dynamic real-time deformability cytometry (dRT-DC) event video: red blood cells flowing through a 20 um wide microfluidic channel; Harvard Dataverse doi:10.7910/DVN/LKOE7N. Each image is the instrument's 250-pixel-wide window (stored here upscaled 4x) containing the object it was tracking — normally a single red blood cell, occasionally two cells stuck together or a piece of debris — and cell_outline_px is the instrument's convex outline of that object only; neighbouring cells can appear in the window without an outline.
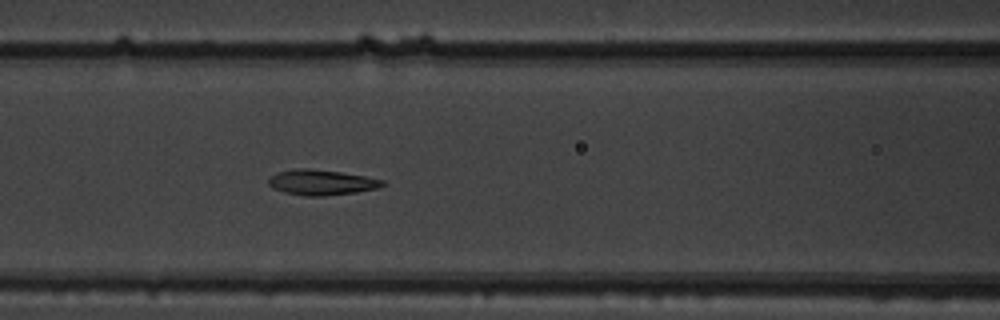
{"species": "common noctule bat (a hibernating species)", "species_latin": "Nyctalus noctula", "temperature_condition": "warm", "stored_images_in_passage": 6, "camera_frame_rate_fps": 3000, "um_per_image_px": 0.085, "animal": {"sex": "male", "body_mass_g": 19.5, "forearm_length_mm": 54.6}, "frame": {"image": 1, "passage_image": 6, "time_ms": 1.667, "image_size_px": [1000, 320], "cell_outline_px": [[388, 184], [376, 188], [356, 192], [324, 196], [304, 196], [284, 192], [272, 188], [268, 184], [268, 176], [280, 172], [296, 168], [308, 168], [340, 172], [364, 176], [384, 180]], "centroid_in_image_um": [27.3, 15.5], "position_along_channel_um": 139.3, "area_um2": 16.88}}